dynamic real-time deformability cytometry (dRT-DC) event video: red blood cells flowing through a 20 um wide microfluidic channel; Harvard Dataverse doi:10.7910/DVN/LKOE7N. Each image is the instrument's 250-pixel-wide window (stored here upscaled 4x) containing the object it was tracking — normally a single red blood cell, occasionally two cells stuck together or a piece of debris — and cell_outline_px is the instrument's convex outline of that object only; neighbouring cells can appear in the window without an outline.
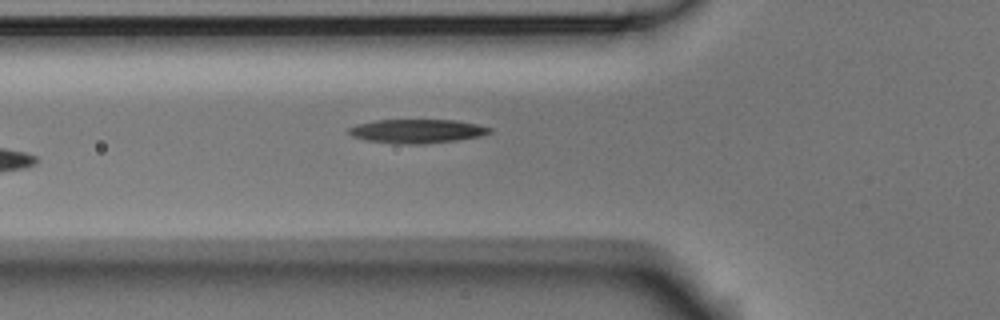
{"species": "Egyptian fruit bat (a non-hibernating species)", "species_latin": "Rousettus aegyptiacus", "temperature_condition": "room temperature", "stored_images_in_passage": 6, "camera_frame_rate_fps": 3000, "um_per_image_px": 0.085, "animal": {"sex": "male"}, "frame": {"image": 1, "passage_image": 6, "time_ms": 1.667, "image_size_px": [1000, 320], "cell_outline_px": [[492, 132], [480, 136], [456, 140], [424, 144], [400, 144], [364, 140], [352, 136], [348, 132], [348, 128], [356, 124], [376, 120], [456, 120], [476, 124], [492, 128]], "centroid_in_image_um": [35.42, 11.15], "position_along_channel_um": 90.4, "area_um2": 19.65}}